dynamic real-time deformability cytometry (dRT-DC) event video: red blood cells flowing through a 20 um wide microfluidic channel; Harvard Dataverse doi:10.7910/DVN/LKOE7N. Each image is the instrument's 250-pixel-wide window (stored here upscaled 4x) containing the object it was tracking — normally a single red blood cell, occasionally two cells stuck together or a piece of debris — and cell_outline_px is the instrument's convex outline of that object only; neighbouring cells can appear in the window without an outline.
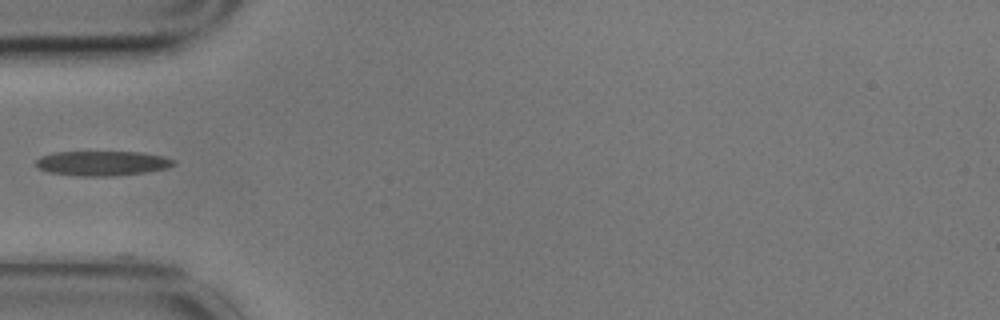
{"species": "common noctule bat (a hibernating species)", "species_latin": "Nyctalus noctula", "temperature_condition": "cold", "stored_images_in_passage": 8, "camera_frame_rate_fps": 3000, "um_per_image_px": 0.085, "animal": {"sex": "male", "body_mass_g": 17.9}, "frame": {"image": 1, "passage_image": 4, "time_ms": 1.0, "image_size_px": [1000, 320], "cell_outline_px": [[176, 164], [168, 168], [144, 172], [116, 176], [80, 176], [48, 172], [36, 168], [36, 160], [40, 156], [52, 152], [140, 152], [164, 156], [176, 160]], "centroid_in_image_um": [8.69, 13.87], "position_along_channel_um": 76.3, "area_um2": 20.06}}